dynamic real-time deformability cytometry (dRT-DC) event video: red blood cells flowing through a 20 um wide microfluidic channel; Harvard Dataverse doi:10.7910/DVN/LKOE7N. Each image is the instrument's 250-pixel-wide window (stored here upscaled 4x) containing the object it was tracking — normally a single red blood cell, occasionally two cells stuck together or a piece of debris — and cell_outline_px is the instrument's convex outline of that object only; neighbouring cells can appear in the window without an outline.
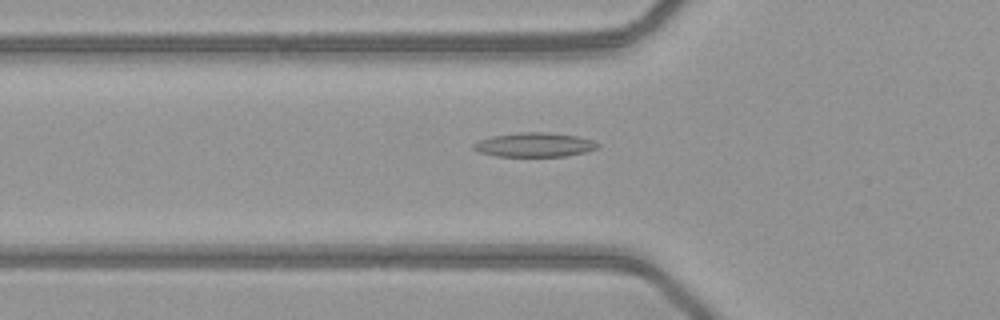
{"species": "common noctule bat (a hibernating species)", "species_latin": "Nyctalus noctula", "temperature_condition": "warm", "stored_images_in_passage": 36, "camera_frame_rate_fps": 3000, "um_per_image_px": 0.085, "animal": {"sex": "female", "body_mass_g": 21.9}, "frame": {"image": 1, "passage_image": 3, "time_ms": 0.667, "image_size_px": [1000, 320], "cell_outline_px": [[600, 144], [596, 148], [584, 152], [564, 156], [496, 156], [480, 152], [472, 148], [472, 144], [476, 140], [492, 136], [520, 132], [548, 132], [576, 136], [592, 140]], "centroid_in_image_um": [45.37, 12.3], "position_along_channel_um": 80.4, "area_um2": 17.46}}
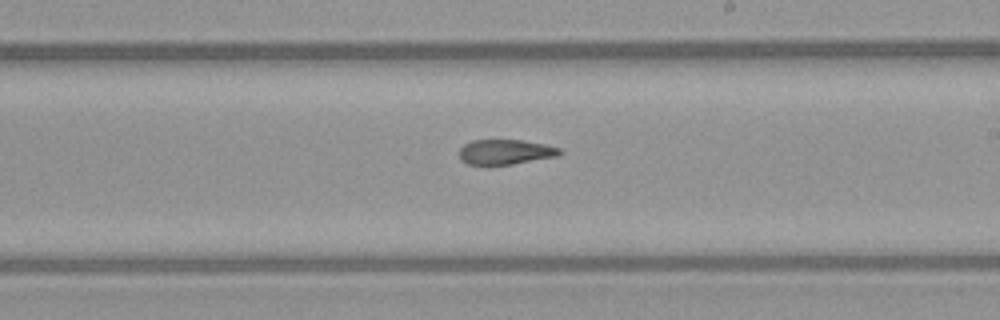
{"frame": {"image": 2, "passage_image": 15, "time_ms": 4.667, "image_size_px": [1000, 320], "cell_outline_px": [[564, 152], [556, 156], [512, 164], [488, 168], [468, 164], [460, 160], [460, 148], [464, 144], [472, 140], [520, 140], [544, 144], [560, 148]], "centroid_in_image_um": [42.89, 12.95], "position_along_channel_um": 246.1, "area_um2": 15.09}}
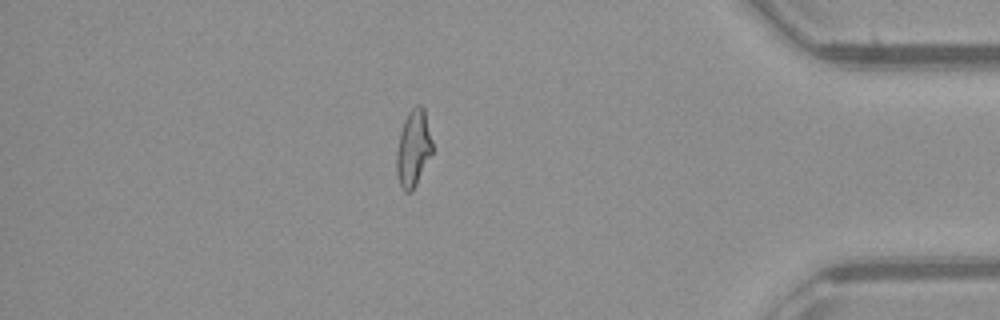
{"frame": {"image": 3, "passage_image": 29, "time_ms": 9.333, "image_size_px": [1000, 320], "cell_outline_px": [[432, 152], [412, 192], [404, 192], [400, 188], [396, 176], [396, 152], [400, 132], [404, 120], [408, 112], [416, 104], [420, 104], [424, 108], [432, 140]], "centroid_in_image_um": [35.11, 12.62], "position_along_channel_um": 400.1, "area_um2": 16.13}, "authors_computed_cell_mechanics": {"area_um2": 15.9239, "velocity_mm_per_s": 4.1093, "shape_relaxation_time_tau1_ms": null, "shape_relaxation_time_tau2_ms": 3.3282, "deformation_change_tau1": null, "deformation_change_tau2": 0.1176}}